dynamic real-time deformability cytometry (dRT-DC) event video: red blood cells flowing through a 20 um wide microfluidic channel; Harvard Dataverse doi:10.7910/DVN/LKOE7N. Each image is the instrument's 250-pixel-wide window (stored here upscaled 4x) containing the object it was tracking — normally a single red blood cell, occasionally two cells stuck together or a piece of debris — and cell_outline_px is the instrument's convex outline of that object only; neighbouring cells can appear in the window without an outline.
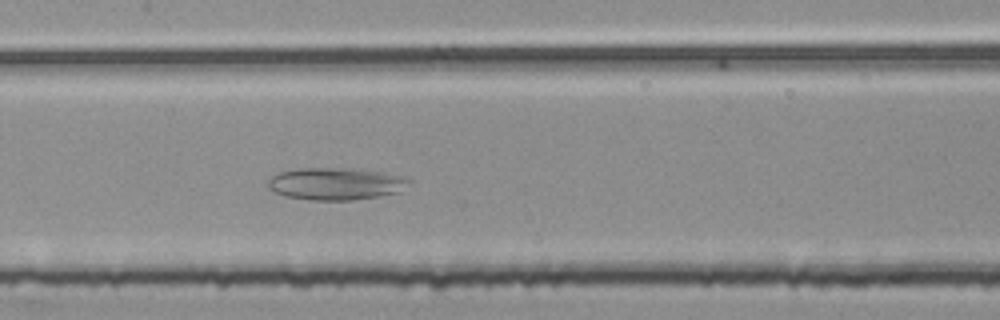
{"species": "common noctule bat (a hibernating species)", "species_latin": "Nyctalus noctula", "temperature_condition": "room temperature", "stored_images_in_passage": 37, "camera_frame_rate_fps": 3000, "um_per_image_px": 0.085, "animal": {"sex": "female", "body_mass_g": 25.1}, "frame": {"image": 1, "passage_image": 10, "time_ms": 3.0, "image_size_px": [1000, 320], "cell_outline_px": [[412, 180], [400, 192], [380, 196], [352, 200], [308, 200], [284, 196], [272, 192], [268, 188], [268, 180], [272, 176], [280, 172], [296, 168], [352, 168], [380, 172], [404, 176]], "centroid_in_image_um": [28.52, 15.62], "position_along_channel_um": 178.9, "area_um2": 26.76}}
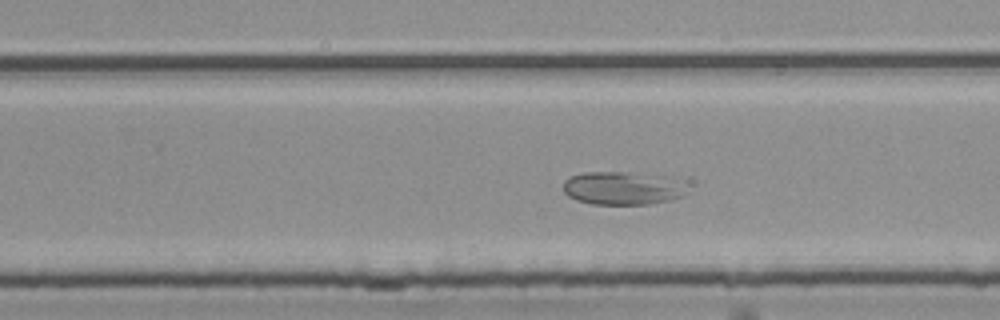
{"frame": {"image": 2, "passage_image": 18, "time_ms": 5.667, "image_size_px": [1000, 320], "cell_outline_px": [[688, 192], [672, 200], [648, 204], [592, 204], [576, 200], [568, 196], [564, 192], [564, 180], [572, 176], [584, 172], [628, 172], [664, 176], [684, 180]], "centroid_in_image_um": [52.97, 15.99], "position_along_channel_um": 276.8, "area_um2": 24.22}}
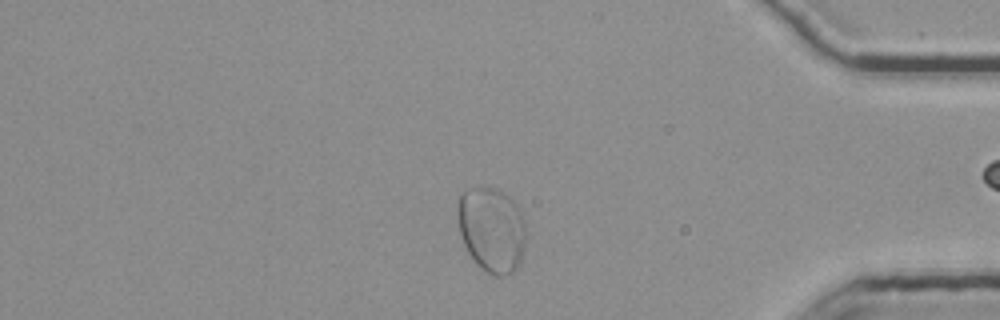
{"frame": {"image": 3, "passage_image": 30, "time_ms": 9.667, "image_size_px": [1000, 320], "cell_outline_px": [[524, 248], [520, 264], [512, 272], [504, 276], [496, 276], [480, 268], [476, 264], [468, 252], [460, 236], [456, 204], [460, 196], [464, 192], [472, 188], [496, 188], [504, 192], [520, 208], [524, 216]], "centroid_in_image_um": [41.79, 19.52], "position_along_channel_um": 393.4, "area_um2": 33.99}}